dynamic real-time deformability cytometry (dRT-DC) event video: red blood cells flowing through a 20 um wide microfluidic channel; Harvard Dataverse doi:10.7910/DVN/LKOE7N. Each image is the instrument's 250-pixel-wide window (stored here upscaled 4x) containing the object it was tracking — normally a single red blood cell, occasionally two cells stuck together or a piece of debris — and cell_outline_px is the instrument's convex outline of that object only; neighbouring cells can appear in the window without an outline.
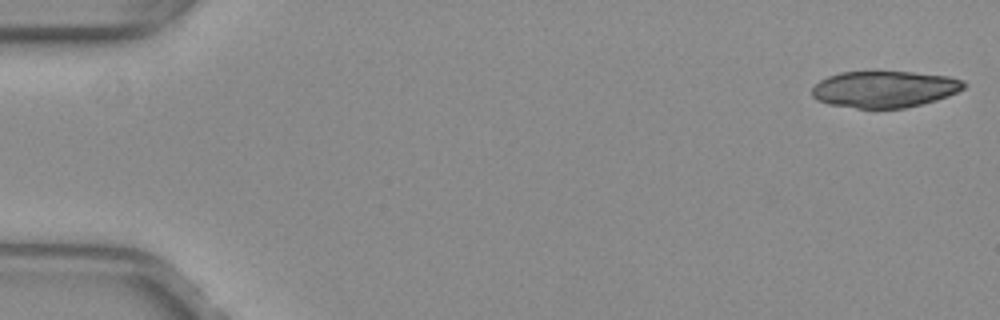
{"species": "common noctule bat (a hibernating species)", "species_latin": "Nyctalus noctula", "temperature_condition": "warm", "stored_images_in_passage": 18, "camera_frame_rate_fps": 3000, "um_per_image_px": 0.085, "animal": {"sex": "female", "body_mass_g": 29.2, "forearm_length_mm": 56.3}, "frame": {"image": 1, "passage_image": 1, "time_ms": 0.0, "image_size_px": [1000, 320], "cell_outline_px": [[968, 84], [964, 88], [948, 96], [936, 100], [904, 108], [856, 108], [828, 104], [816, 100], [812, 96], [812, 88], [820, 80], [828, 76], [840, 72], [912, 72], [948, 76], [964, 80]], "centroid_in_image_um": [75.18, 7.58], "position_along_channel_um": 9.8, "area_um2": 32.37}}